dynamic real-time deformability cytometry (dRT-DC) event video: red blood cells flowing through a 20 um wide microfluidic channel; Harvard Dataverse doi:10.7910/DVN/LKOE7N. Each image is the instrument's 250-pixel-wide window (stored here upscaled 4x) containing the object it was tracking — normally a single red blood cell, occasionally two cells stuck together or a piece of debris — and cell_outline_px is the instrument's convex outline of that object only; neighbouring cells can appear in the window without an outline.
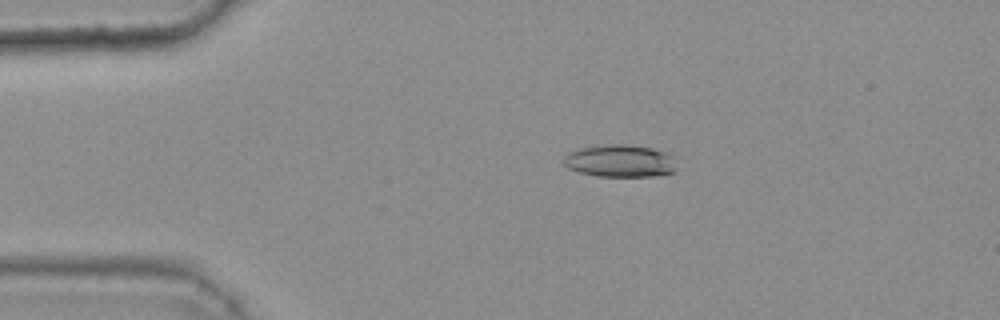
{"species": "common noctule bat (a hibernating species)", "species_latin": "Nyctalus noctula", "temperature_condition": "warm", "stored_images_in_passage": 46, "camera_frame_rate_fps": 3000, "um_per_image_px": 0.085, "animal": {"sex": "female", "body_mass_g": 25.1}, "frame": {"image": 1, "passage_image": 10, "time_ms": 3.0, "image_size_px": [1000, 320], "cell_outline_px": [[676, 172], [652, 176], [596, 176], [580, 172], [568, 168], [564, 164], [564, 156], [568, 152], [576, 148], [608, 144], [624, 144], [652, 148], [676, 156]], "centroid_in_image_um": [52.72, 13.67], "position_along_channel_um": 32.3, "area_um2": 21.62}}
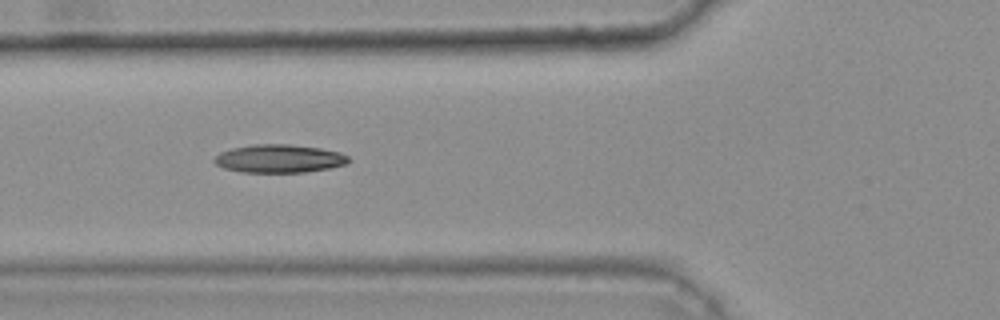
{"frame": {"image": 2, "passage_image": 19, "time_ms": 6.0, "image_size_px": [1000, 320], "cell_outline_px": [[352, 160], [348, 164], [328, 168], [304, 172], [240, 172], [224, 168], [216, 164], [212, 160], [220, 152], [232, 148], [252, 144], [288, 144], [320, 148], [340, 152], [348, 156]], "centroid_in_image_um": [23.74, 13.48], "position_along_channel_um": 102.1, "area_um2": 22.14}}
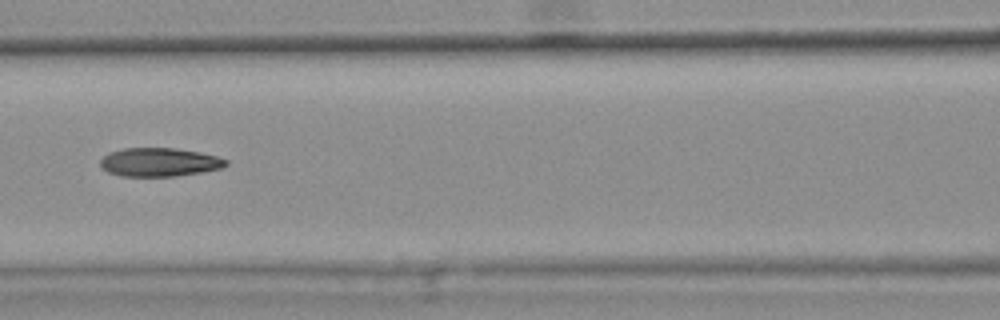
{"frame": {"image": 3, "passage_image": 23, "time_ms": 7.333, "image_size_px": [1000, 320], "cell_outline_px": [[228, 164], [220, 168], [200, 172], [176, 176], [120, 176], [108, 172], [100, 168], [100, 160], [108, 152], [124, 148], [176, 148], [200, 152], [216, 156], [228, 160]], "centroid_in_image_um": [13.51, 13.78], "position_along_channel_um": 153.1, "area_um2": 20.98}, "authors_computed_cell_mechanics": {"area_um2": 21.4438, "velocity_mm_per_s": 3.8075, "shape_relaxation_time_tau1_ms": null, "shape_relaxation_time_tau2_ms": 3.1761, "deformation_change_tau1": null, "deformation_change_tau2": 0.1152}}